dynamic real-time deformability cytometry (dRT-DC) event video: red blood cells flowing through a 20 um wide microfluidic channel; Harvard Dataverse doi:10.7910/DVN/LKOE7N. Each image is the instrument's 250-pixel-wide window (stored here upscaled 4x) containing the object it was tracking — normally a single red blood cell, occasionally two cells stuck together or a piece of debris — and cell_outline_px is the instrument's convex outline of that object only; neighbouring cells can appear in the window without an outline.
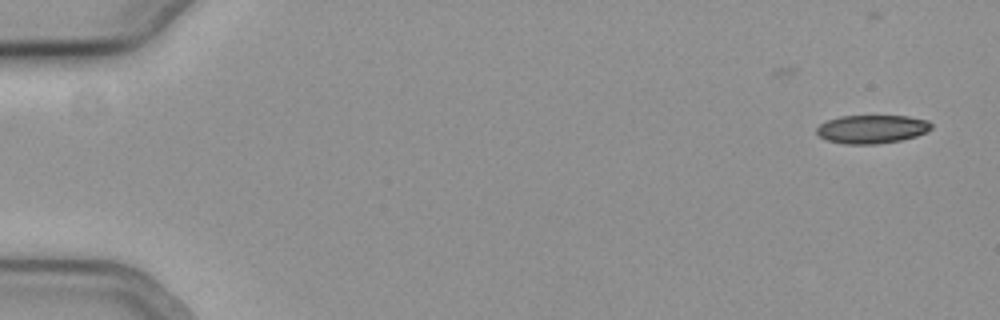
{"species": "common noctule bat (a hibernating species)", "species_latin": "Nyctalus noctula", "temperature_condition": "cold", "stored_images_in_passage": 54, "camera_frame_rate_fps": 3000, "um_per_image_px": 0.085, "animal": {"sex": "female", "body_mass_g": 19.3, "forearm_length_mm": 54.1}, "frame": {"image": 1, "passage_image": 1, "time_ms": 0.0, "image_size_px": [1000, 320], "cell_outline_px": [[932, 128], [916, 136], [900, 140], [876, 144], [844, 144], [828, 140], [820, 136], [816, 132], [816, 128], [820, 124], [828, 120], [840, 116], [908, 116], [928, 120], [932, 124]], "centroid_in_image_um": [74.11, 10.97], "position_along_channel_um": 10.9, "area_um2": 18.9}}
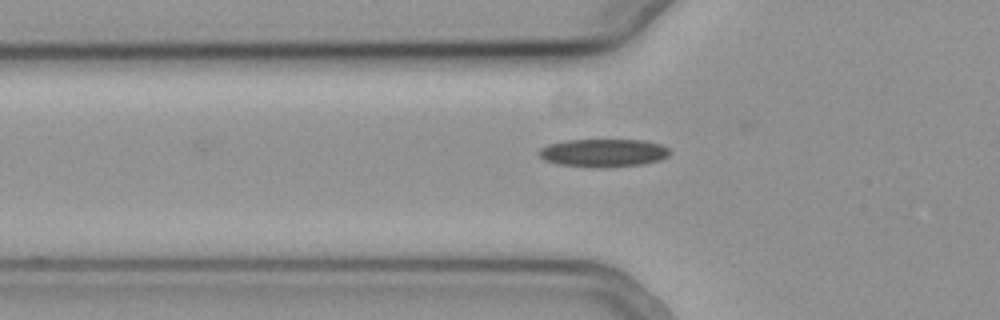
{"frame": {"image": 2, "passage_image": 18, "time_ms": 5.667, "image_size_px": [1000, 320], "cell_outline_px": [[672, 152], [668, 156], [660, 160], [644, 164], [604, 168], [596, 168], [556, 164], [544, 160], [540, 156], [540, 148], [548, 144], [568, 140], [644, 140], [660, 144], [668, 148]], "centroid_in_image_um": [51.31, 13.0], "position_along_channel_um": 74.5, "area_um2": 21.56}}
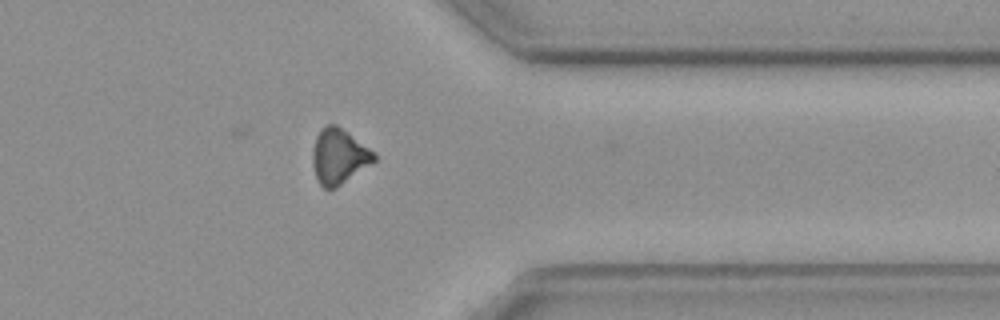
{"frame": {"image": 3, "passage_image": 43, "time_ms": 14.0, "image_size_px": [1000, 320], "cell_outline_px": [[376, 160], [336, 188], [324, 188], [316, 180], [312, 164], [312, 152], [316, 136], [320, 128], [324, 124], [336, 124], [348, 132], [376, 152]], "centroid_in_image_um": [28.79, 13.27], "position_along_channel_um": 382.6, "area_um2": 20.0}}